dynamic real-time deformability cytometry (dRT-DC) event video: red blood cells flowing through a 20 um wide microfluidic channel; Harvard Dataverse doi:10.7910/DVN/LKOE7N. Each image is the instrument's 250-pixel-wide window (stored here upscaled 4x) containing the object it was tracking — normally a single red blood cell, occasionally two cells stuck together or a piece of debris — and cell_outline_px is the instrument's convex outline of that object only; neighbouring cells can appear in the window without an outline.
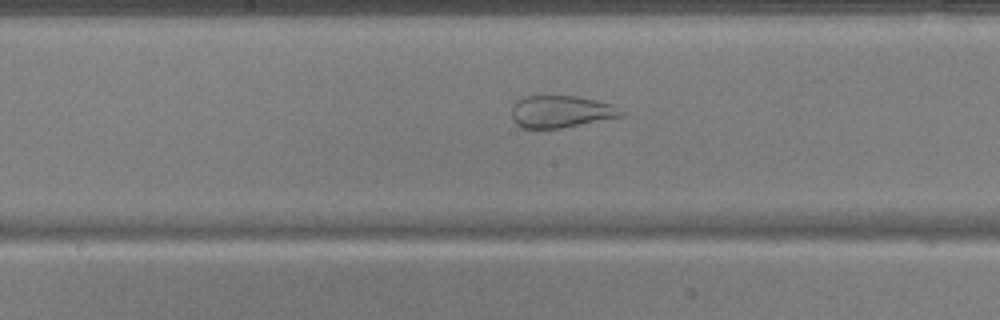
{"species": "common noctule bat (a hibernating species)", "species_latin": "Nyctalus noctula", "temperature_condition": "warm", "stored_images_in_passage": 50, "camera_frame_rate_fps": 3000, "um_per_image_px": 0.085, "animal": {"sex": "male", "body_mass_g": 17.9, "forearm_length_mm": 54.2}, "frame": {"image": 1, "passage_image": 25, "time_ms": 8.0, "image_size_px": [1000, 320], "cell_outline_px": [[624, 116], [560, 128], [520, 128], [512, 120], [512, 108], [516, 100], [524, 96], [576, 96], [616, 104], [624, 112]], "centroid_in_image_um": [47.7, 9.48], "position_along_channel_um": 200.5, "area_um2": 20.69}}
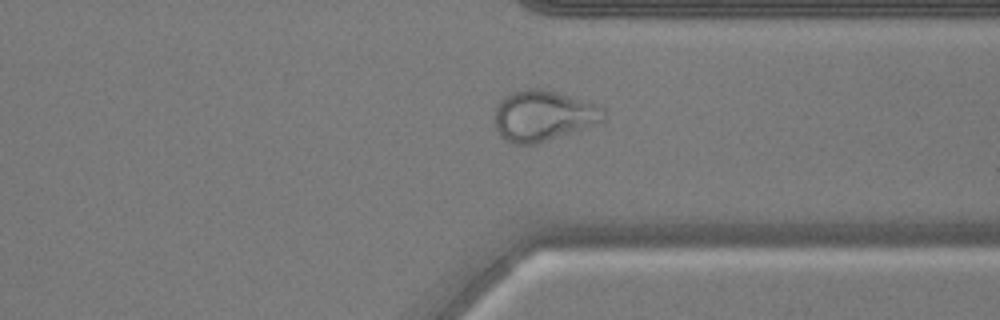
{"frame": {"image": 2, "passage_image": 38, "time_ms": 12.333, "image_size_px": [1000, 320], "cell_outline_px": [[608, 120], [536, 144], [512, 144], [496, 128], [496, 108], [500, 100], [512, 92], [524, 88], [540, 88], [556, 92], [604, 108], [608, 116]], "centroid_in_image_um": [46.21, 9.83], "position_along_channel_um": 365.2, "area_um2": 31.73}}
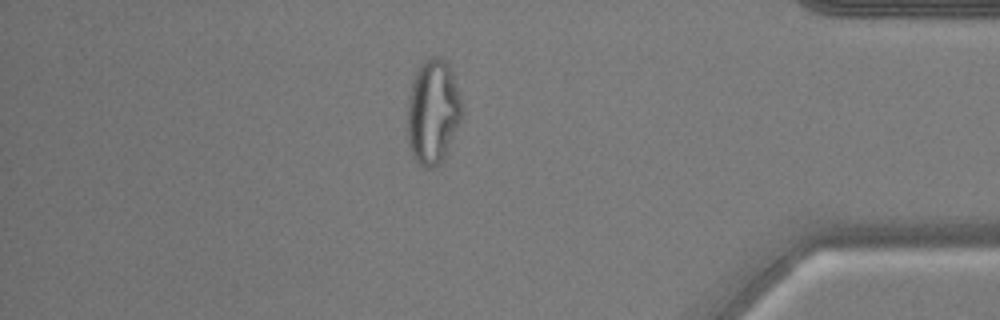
{"frame": {"image": 3, "passage_image": 43, "time_ms": 14.0, "image_size_px": [1000, 320], "cell_outline_px": [[464, 112], [444, 156], [440, 164], [432, 168], [424, 168], [412, 156], [408, 144], [408, 96], [412, 80], [416, 72], [424, 60], [428, 56], [436, 56], [444, 60], [448, 64], [452, 72]], "centroid_in_image_um": [36.78, 9.5], "position_along_channel_um": 398.4, "area_um2": 33.12}}